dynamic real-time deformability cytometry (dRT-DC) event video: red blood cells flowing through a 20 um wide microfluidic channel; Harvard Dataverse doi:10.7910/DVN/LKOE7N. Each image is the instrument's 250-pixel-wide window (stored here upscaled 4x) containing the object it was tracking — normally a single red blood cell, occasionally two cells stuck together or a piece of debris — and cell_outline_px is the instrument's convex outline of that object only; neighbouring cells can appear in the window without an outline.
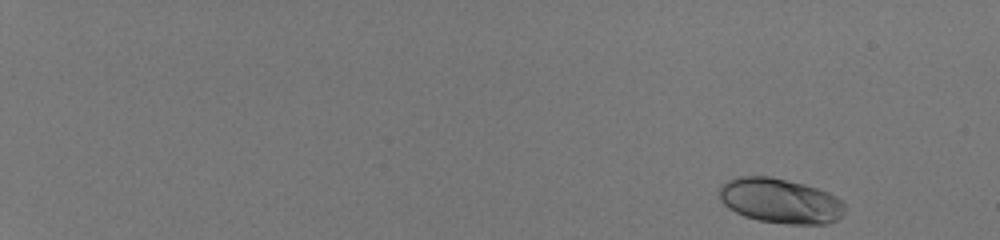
{"species": "human", "species_latin": "Homo sapiens", "temperature_condition": "room temperature", "stored_images_in_passage": 51, "camera_frame_rate_fps": 3000, "um_per_image_px": 0.085, "donor": {"sex": "male"}, "frame": {"image": 1, "passage_image": 2, "time_ms": 0.333, "image_size_px": [1000, 240], "cell_outline_px": [[844, 212], [836, 220], [824, 224], [788, 224], [756, 220], [744, 216], [728, 208], [720, 200], [720, 188], [728, 180], [736, 176], [772, 176], [804, 184], [828, 192], [836, 196], [844, 204]], "centroid_in_image_um": [66.31, 17.07], "position_along_channel_um": 18.7, "area_um2": 32.83}}
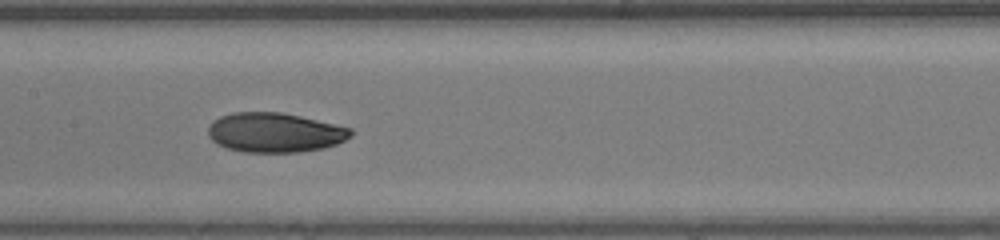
{"frame": {"image": 2, "passage_image": 30, "time_ms": 9.667, "image_size_px": [1000, 240], "cell_outline_px": [[352, 136], [336, 144], [324, 148], [296, 152], [244, 152], [228, 148], [216, 144], [208, 136], [208, 128], [212, 120], [220, 116], [232, 112], [280, 112], [300, 116], [352, 128]], "centroid_in_image_um": [23.33, 11.26], "position_along_channel_um": 184.1, "area_um2": 32.95}}
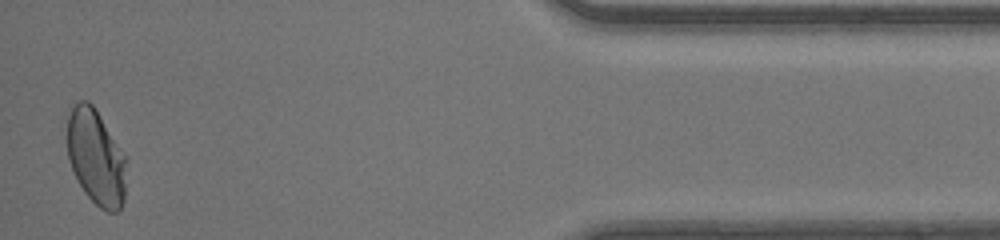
{"frame": {"image": 3, "passage_image": 51, "time_ms": 16.667, "image_size_px": [1000, 240], "cell_outline_px": [[128, 160], [124, 200], [120, 208], [116, 212], [108, 212], [100, 208], [84, 192], [68, 160], [68, 116], [72, 104], [80, 100], [88, 100], [96, 108]], "centroid_in_image_um": [8.19, 13.35], "position_along_channel_um": 427.0, "area_um2": 33.18}, "authors_computed_cell_mechanics": {"area_um2": 32.5992, "velocity_mm_per_s": 4.1585, "shape_relaxation_time_tau1_ms": 6.1306, "shape_relaxation_time_tau2_ms": 1.0329, "deformation_change_tau1": 0.1875, "deformation_change_tau2": 0.0408}}